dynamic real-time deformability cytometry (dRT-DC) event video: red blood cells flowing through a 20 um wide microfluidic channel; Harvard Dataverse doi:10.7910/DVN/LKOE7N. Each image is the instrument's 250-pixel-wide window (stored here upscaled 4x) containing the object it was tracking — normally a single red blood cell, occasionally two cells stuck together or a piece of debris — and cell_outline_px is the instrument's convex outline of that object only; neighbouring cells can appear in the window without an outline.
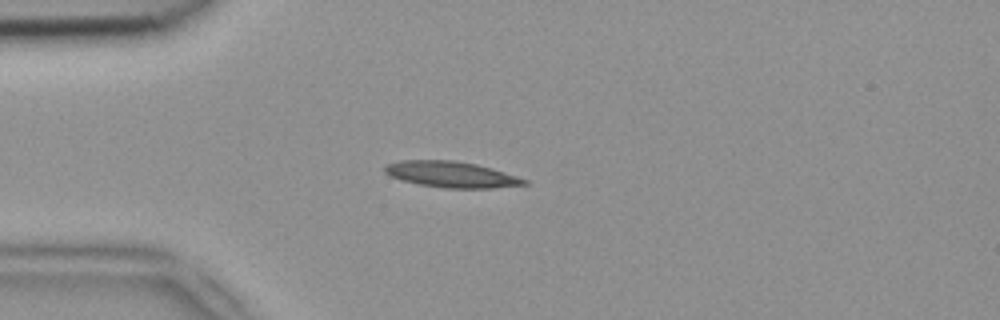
{"species": "common noctule bat (a hibernating species)", "species_latin": "Nyctalus noctula", "temperature_condition": "room temperature", "stored_images_in_passage": 39, "camera_frame_rate_fps": 3000, "um_per_image_px": 0.085, "animal": {"sex": "female", "body_mass_g": 18.4}, "frame": {"image": 1, "passage_image": 1, "time_ms": 0.0, "image_size_px": [1000, 320], "cell_outline_px": [[528, 184], [492, 188], [448, 188], [420, 184], [404, 180], [392, 176], [384, 172], [384, 164], [400, 160], [456, 160], [476, 164], [492, 168], [528, 180]], "centroid_in_image_um": [38.36, 14.81], "position_along_channel_um": 46.6, "area_um2": 20.98}}
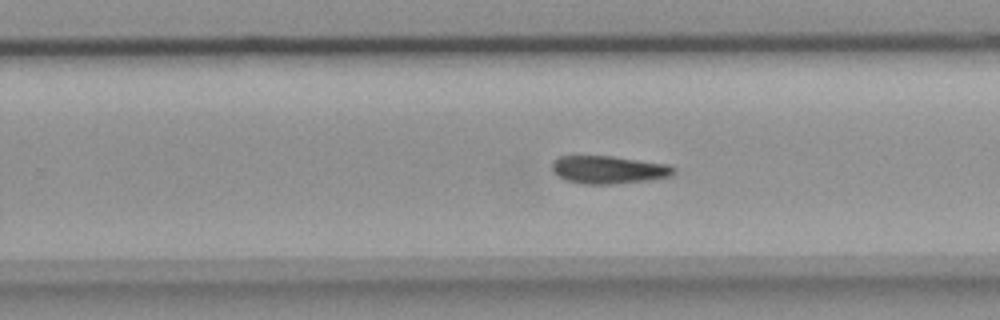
{"frame": {"image": 2, "passage_image": 20, "time_ms": 6.333, "image_size_px": [1000, 320], "cell_outline_px": [[676, 172], [672, 176], [648, 180], [612, 184], [584, 184], [564, 180], [552, 168], [552, 160], [560, 156], [612, 156], [668, 164], [676, 168]], "centroid_in_image_um": [51.76, 14.42], "position_along_channel_um": 278.0, "area_um2": 19.77}}
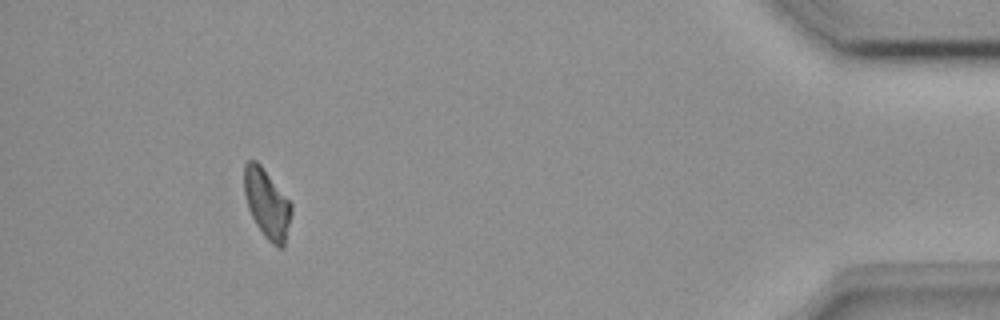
{"frame": {"image": 3, "passage_image": 35, "time_ms": 11.333, "image_size_px": [1000, 320], "cell_outline_px": [[292, 212], [284, 248], [280, 248], [272, 244], [264, 236], [256, 224], [248, 208], [244, 192], [244, 164], [248, 160], [256, 160], [260, 164], [292, 204]], "centroid_in_image_um": [22.69, 17.32], "position_along_channel_um": 412.5, "area_um2": 18.96}}